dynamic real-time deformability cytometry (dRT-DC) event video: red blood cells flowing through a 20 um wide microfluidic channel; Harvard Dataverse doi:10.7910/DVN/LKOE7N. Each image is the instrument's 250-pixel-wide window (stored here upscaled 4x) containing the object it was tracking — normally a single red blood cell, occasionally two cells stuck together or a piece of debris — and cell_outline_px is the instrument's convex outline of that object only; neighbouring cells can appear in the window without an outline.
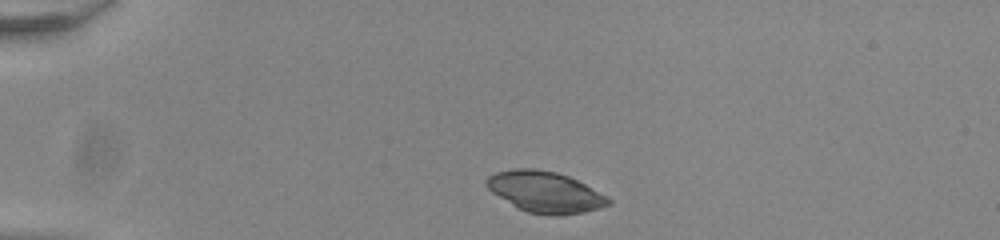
{"species": "common noctule bat (a hibernating species)", "species_latin": "Nyctalus noctula", "temperature_condition": "room temperature", "stored_images_in_passage": 42, "camera_frame_rate_fps": 3000, "um_per_image_px": 0.085, "animal": {"sex": "male", "body_mass_g": 20.0, "forearm_length_mm": 53.3}, "frame": {"image": 1, "passage_image": 1, "time_ms": 0.0, "image_size_px": [1000, 240], "cell_outline_px": [[612, 204], [600, 208], [584, 212], [560, 216], [548, 216], [528, 212], [516, 208], [492, 192], [484, 184], [484, 180], [488, 176], [496, 172], [516, 168], [536, 168], [556, 172], [568, 176], [608, 196], [612, 200]], "centroid_in_image_um": [46.33, 16.33], "position_along_channel_um": 38.7, "area_um2": 29.48}}